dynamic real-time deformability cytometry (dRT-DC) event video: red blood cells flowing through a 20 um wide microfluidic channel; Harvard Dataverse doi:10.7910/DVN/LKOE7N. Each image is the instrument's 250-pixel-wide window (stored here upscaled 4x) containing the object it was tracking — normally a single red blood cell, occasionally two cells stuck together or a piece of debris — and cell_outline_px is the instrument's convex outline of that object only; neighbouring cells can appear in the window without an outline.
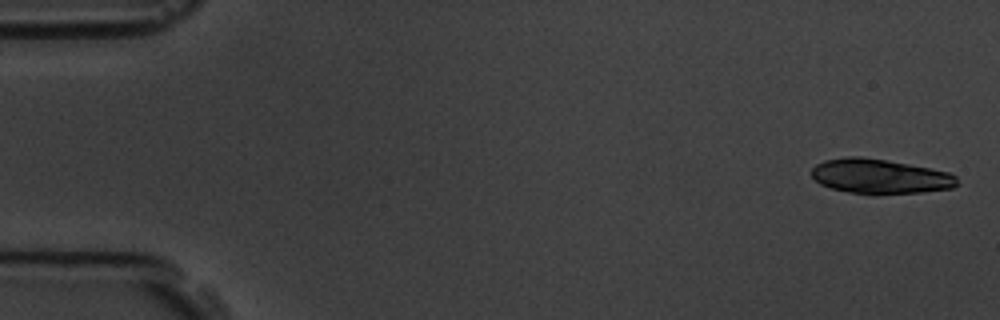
{"species": "common noctule bat (a hibernating species)", "species_latin": "Nyctalus noctula", "temperature_condition": "room temperature", "stored_images_in_passage": 5, "camera_frame_rate_fps": 3000, "um_per_image_px": 0.085, "animal": {"sex": "male", "body_mass_g": 19.5, "forearm_length_mm": 54.6}, "frame": {"image": 1, "passage_image": 1, "time_ms": 0.0, "image_size_px": [1000, 320], "cell_outline_px": [[960, 184], [952, 188], [920, 192], [848, 192], [832, 188], [820, 184], [812, 176], [812, 168], [816, 164], [824, 160], [848, 156], [860, 156], [908, 164], [948, 172], [956, 176]], "centroid_in_image_um": [74.79, 14.96], "position_along_channel_um": 10.2, "area_um2": 28.67}}